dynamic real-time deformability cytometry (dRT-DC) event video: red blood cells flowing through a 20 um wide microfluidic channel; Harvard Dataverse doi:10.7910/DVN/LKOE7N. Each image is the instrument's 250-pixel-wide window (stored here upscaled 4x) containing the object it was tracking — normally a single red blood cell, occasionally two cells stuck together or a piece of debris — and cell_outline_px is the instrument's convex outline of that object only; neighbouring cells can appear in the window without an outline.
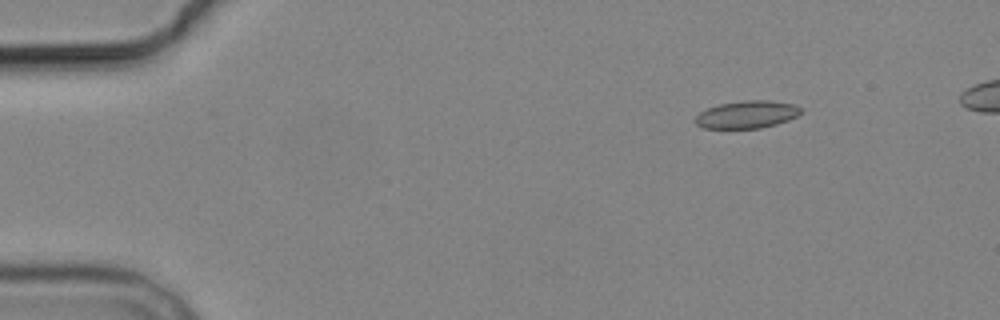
{"species": "common noctule bat (a hibernating species)", "species_latin": "Nyctalus noctula", "temperature_condition": "cold", "stored_images_in_passage": 4, "camera_frame_rate_fps": 3000, "um_per_image_px": 0.085, "animal": {"sex": "male", "body_mass_g": 19.2, "forearm_length_mm": 51.8}, "frame": {"image": 1, "passage_image": 1, "time_ms": 0.0, "image_size_px": [1000, 320], "cell_outline_px": [[804, 112], [788, 120], [776, 124], [760, 128], [704, 128], [696, 124], [696, 116], [700, 112], [708, 108], [720, 104], [744, 100], [768, 100], [796, 104], [804, 108]], "centroid_in_image_um": [63.56, 9.72], "position_along_channel_um": 21.4, "area_um2": 16.99}}